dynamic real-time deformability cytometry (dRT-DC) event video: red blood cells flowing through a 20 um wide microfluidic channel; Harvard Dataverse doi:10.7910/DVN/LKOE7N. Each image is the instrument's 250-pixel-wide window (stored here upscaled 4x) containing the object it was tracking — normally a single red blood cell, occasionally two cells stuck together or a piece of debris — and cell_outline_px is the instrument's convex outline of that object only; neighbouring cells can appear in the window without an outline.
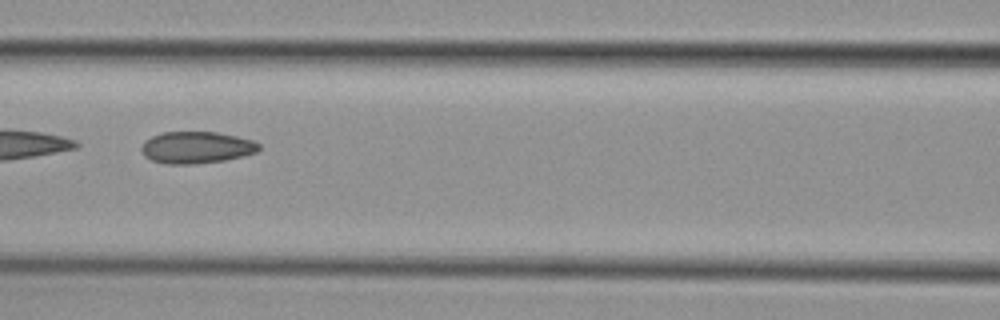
{"species": "common noctule bat (a hibernating species)", "species_latin": "Nyctalus noctula", "temperature_condition": "cold", "stored_images_in_passage": 53, "camera_frame_rate_fps": 3000, "um_per_image_px": 0.085, "animal": {"sex": "female", "body_mass_g": 29.2, "forearm_length_mm": 56.3}, "frame": {"image": 1, "passage_image": 23, "time_ms": 7.333, "image_size_px": [1000, 320], "cell_outline_px": [[260, 148], [256, 152], [244, 156], [224, 160], [196, 164], [168, 164], [152, 160], [144, 156], [140, 148], [144, 140], [160, 132], [216, 132], [236, 136], [252, 140], [260, 144]], "centroid_in_image_um": [16.67, 12.53], "position_along_channel_um": 149.9, "area_um2": 21.91}, "authors_computed_cell_mechanics": {"area_um2": 23.409, "velocity_mm_per_s": 3.7077, "shape_relaxation_time_tau1_ms": null, "shape_relaxation_time_tau2_ms": 2.2502, "deformation_change_tau1": null, "deformation_change_tau2": 0.078}}